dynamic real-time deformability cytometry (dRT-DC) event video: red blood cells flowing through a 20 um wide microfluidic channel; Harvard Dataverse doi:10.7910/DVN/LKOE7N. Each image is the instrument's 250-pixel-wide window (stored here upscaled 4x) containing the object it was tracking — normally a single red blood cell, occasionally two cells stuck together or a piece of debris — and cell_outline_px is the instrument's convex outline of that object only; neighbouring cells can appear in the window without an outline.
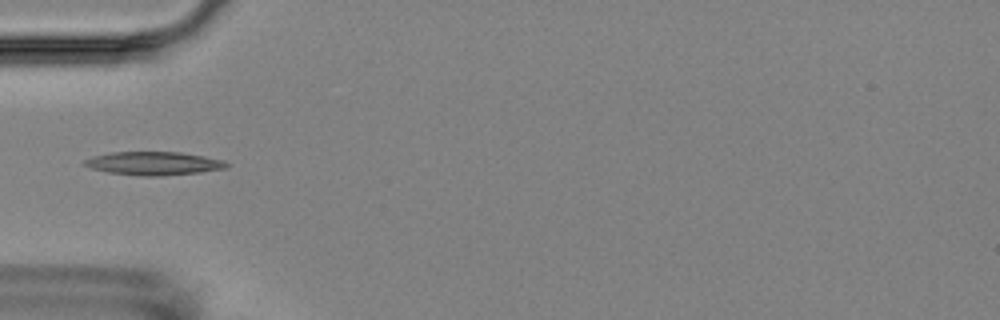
{"species": "Egyptian fruit bat (a non-hibernating species)", "species_latin": "Rousettus aegyptiacus", "temperature_condition": "room temperature", "stored_images_in_passage": 6, "camera_frame_rate_fps": 3000, "um_per_image_px": 0.085, "animal": {"sex": "female"}, "frame": {"image": 1, "passage_image": 4, "time_ms": 3.667, "image_size_px": [1000, 320], "cell_outline_px": [[228, 168], [200, 172], [160, 176], [144, 176], [108, 172], [92, 168], [80, 164], [84, 160], [92, 156], [112, 152], [180, 152], [204, 156], [224, 160], [228, 164]], "centroid_in_image_um": [13.06, 13.88], "position_along_channel_um": 71.9, "area_um2": 19.36}}
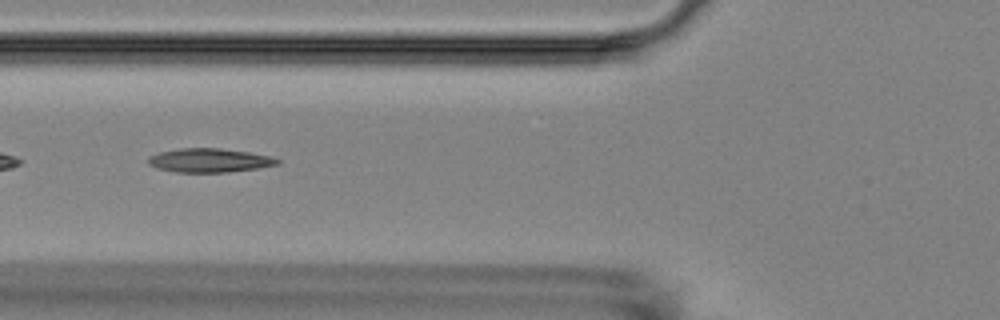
{"frame": {"image": 2, "passage_image": 5, "time_ms": 4.667, "image_size_px": [1000, 320], "cell_outline_px": [[280, 164], [256, 168], [228, 172], [176, 172], [156, 168], [148, 164], [148, 156], [160, 152], [180, 148], [220, 148], [248, 152], [268, 156], [280, 160]], "centroid_in_image_um": [17.76, 13.63], "position_along_channel_um": 108.0, "area_um2": 17.86}}
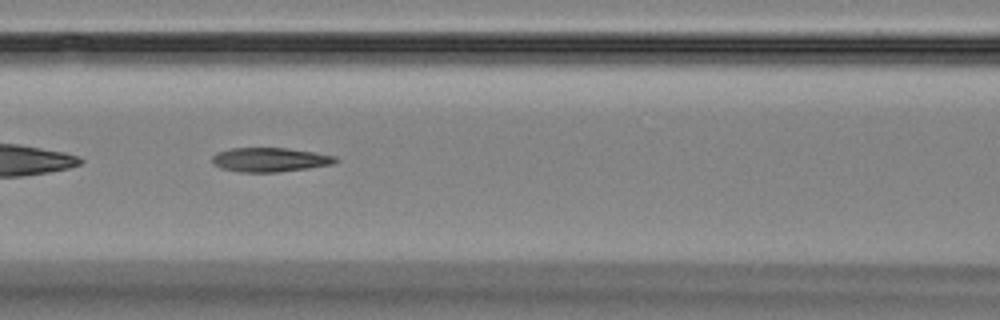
{"frame": {"image": 3, "passage_image": 6, "time_ms": 5.667, "image_size_px": [1000, 320], "cell_outline_px": [[340, 160], [332, 164], [308, 168], [280, 172], [240, 172], [220, 168], [212, 160], [212, 156], [216, 152], [232, 148], [288, 148], [336, 156]], "centroid_in_image_um": [22.95, 13.57], "position_along_channel_um": 143.7, "area_um2": 17.34}}